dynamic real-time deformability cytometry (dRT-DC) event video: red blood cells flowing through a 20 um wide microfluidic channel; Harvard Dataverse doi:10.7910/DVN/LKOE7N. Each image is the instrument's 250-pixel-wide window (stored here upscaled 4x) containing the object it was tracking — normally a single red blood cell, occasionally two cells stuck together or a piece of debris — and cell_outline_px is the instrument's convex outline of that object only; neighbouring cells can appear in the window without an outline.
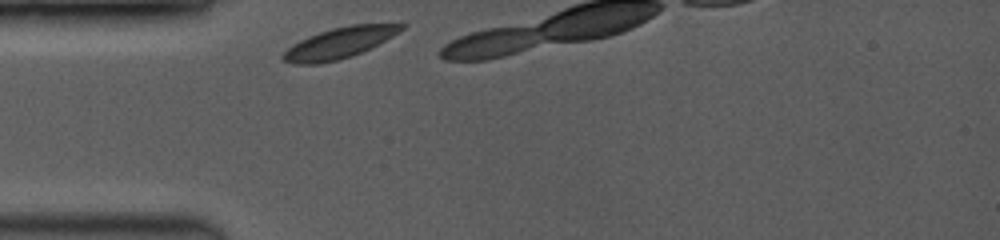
{"species": "common noctule bat (a hibernating species)", "species_latin": "Nyctalus noctula", "temperature_condition": "room temperature", "stored_images_in_passage": 3, "camera_frame_rate_fps": 3500, "um_per_image_px": 0.085, "animal": {"sex": "female", "body_mass_g": 19.0, "forearm_length_mm": 53.3}, "frame": {"image": 1, "passage_image": 1, "time_ms": 0.0, "image_size_px": [1000, 240], "cell_outline_px": [[408, 24], [404, 28], [392, 36], [352, 56], [320, 64], [292, 64], [280, 60], [280, 56], [292, 44], [308, 36], [332, 28], [352, 24]], "centroid_in_image_um": [28.76, 3.66], "position_along_channel_um": 56.2, "area_um2": 21.04}}